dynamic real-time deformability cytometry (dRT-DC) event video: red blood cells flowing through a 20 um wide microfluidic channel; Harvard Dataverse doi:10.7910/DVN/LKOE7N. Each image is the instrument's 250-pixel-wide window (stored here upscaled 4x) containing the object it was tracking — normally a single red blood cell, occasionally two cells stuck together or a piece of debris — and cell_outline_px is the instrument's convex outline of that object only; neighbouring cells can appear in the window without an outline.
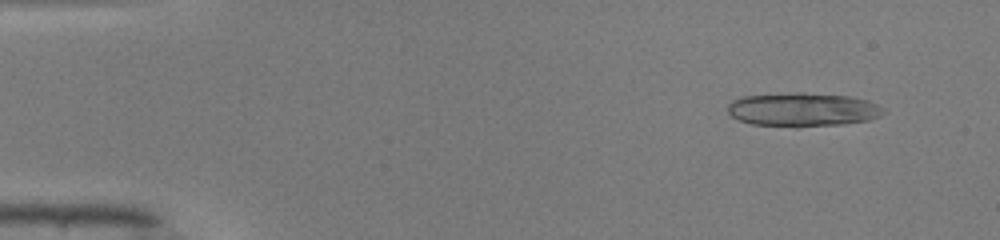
{"species": "common noctule bat (a hibernating species)", "species_latin": "Nyctalus noctula", "temperature_condition": "warm", "stored_images_in_passage": 45, "segment_of_instrument_passage": [1, 2], "camera_frame_rate_fps": 3000, "um_per_image_px": 0.085, "animal": {"sex": "male", "body_mass_g": 19.0, "forearm_length_mm": 50.8}, "frame": {"image": 1, "passage_image": 1, "time_ms": 0.0, "image_size_px": [1000, 240], "cell_outline_px": [[888, 112], [880, 116], [868, 120], [840, 124], [796, 128], [752, 124], [740, 120], [732, 116], [728, 112], [728, 104], [732, 100], [744, 96], [796, 92], [800, 92], [848, 96], [868, 100], [884, 108]], "centroid_in_image_um": [68.24, 9.32], "position_along_channel_um": 16.8, "area_um2": 30.92}}
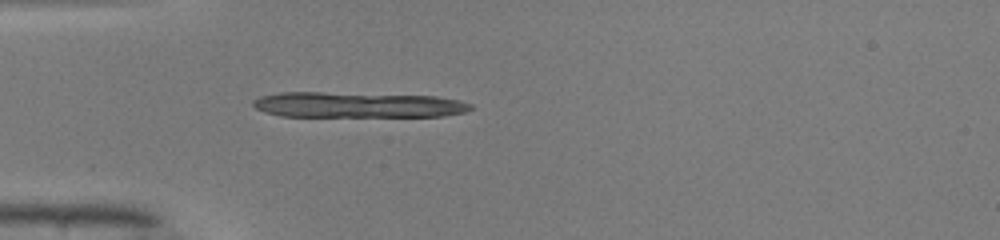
{"frame": {"image": 2, "passage_image": 11, "time_ms": 3.333, "image_size_px": [1000, 240], "cell_outline_px": [[472, 108], [464, 112], [444, 116], [280, 116], [264, 112], [256, 108], [252, 104], [252, 100], [260, 96], [280, 92], [320, 92], [436, 96], [460, 100], [472, 104]], "centroid_in_image_um": [30.37, 8.91], "position_along_channel_um": 54.6, "area_um2": 32.43}}